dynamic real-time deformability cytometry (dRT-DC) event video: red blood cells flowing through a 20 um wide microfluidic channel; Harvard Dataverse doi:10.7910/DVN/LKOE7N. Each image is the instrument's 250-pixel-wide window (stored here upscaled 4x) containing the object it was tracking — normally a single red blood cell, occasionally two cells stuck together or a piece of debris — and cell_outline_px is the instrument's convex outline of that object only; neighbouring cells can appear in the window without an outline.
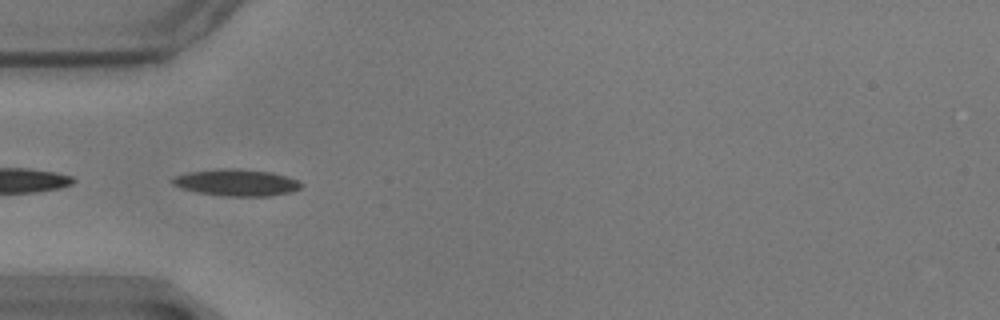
{"species": "common noctule bat (a hibernating species)", "species_latin": "Nyctalus noctula", "temperature_condition": "warm", "stored_images_in_passage": 21, "camera_frame_rate_fps": 3000, "um_per_image_px": 0.085, "animal": {"sex": "male", "body_mass_g": 17.9}, "frame": {"image": 1, "passage_image": 1, "time_ms": 0.0, "image_size_px": [1000, 320], "cell_outline_px": [[300, 188], [292, 192], [272, 196], [224, 196], [196, 192], [180, 188], [172, 184], [172, 180], [176, 176], [188, 172], [224, 168], [240, 168], [272, 172], [288, 176], [300, 180]], "centroid_in_image_um": [20.13, 15.52], "position_along_channel_um": 64.9, "area_um2": 20.23}}
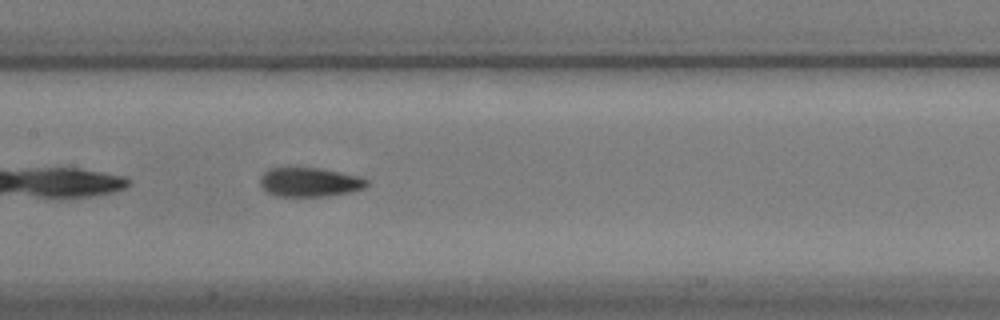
{"frame": {"image": 2, "passage_image": 11, "time_ms": 3.333, "image_size_px": [1000, 320], "cell_outline_px": [[368, 184], [364, 188], [352, 192], [328, 196], [276, 196], [268, 192], [260, 184], [260, 176], [268, 168], [284, 164], [288, 164], [320, 168], [360, 176], [368, 180]], "centroid_in_image_um": [26.27, 15.42], "position_along_channel_um": 181.1, "area_um2": 18.96}}
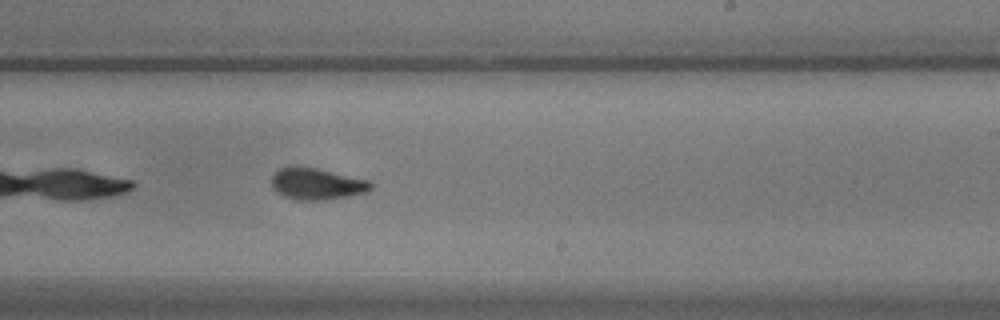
{"frame": {"image": 3, "passage_image": 18, "time_ms": 5.667, "image_size_px": [1000, 320], "cell_outline_px": [[372, 188], [368, 192], [348, 196], [324, 200], [300, 200], [284, 196], [276, 192], [272, 188], [272, 176], [280, 168], [288, 164], [296, 164], [316, 168], [368, 180], [372, 184]], "centroid_in_image_um": [26.88, 15.6], "position_along_channel_um": 262.1, "area_um2": 18.5}}